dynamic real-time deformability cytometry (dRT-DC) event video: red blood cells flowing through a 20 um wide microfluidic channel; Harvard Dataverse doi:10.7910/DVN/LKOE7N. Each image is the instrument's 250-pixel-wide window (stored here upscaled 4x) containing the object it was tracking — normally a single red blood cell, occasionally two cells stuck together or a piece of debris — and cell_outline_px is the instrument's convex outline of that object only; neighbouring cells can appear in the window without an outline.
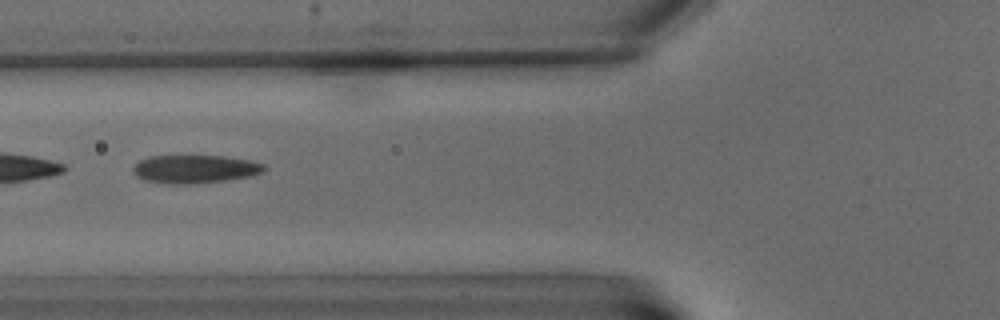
{"species": "common noctule bat (a hibernating species)", "species_latin": "Nyctalus noctula", "temperature_condition": "warm", "stored_images_in_passage": 4, "camera_frame_rate_fps": 3000, "um_per_image_px": 0.085, "animal": {"sex": "male", "body_mass_g": 15.6}, "frame": {"image": 1, "passage_image": 2, "time_ms": 2.0, "image_size_px": [1000, 320], "cell_outline_px": [[268, 168], [264, 172], [252, 176], [224, 180], [188, 184], [168, 184], [144, 180], [136, 176], [132, 168], [140, 160], [148, 156], [224, 156], [252, 160], [264, 164]], "centroid_in_image_um": [16.6, 14.36], "position_along_channel_um": 109.2, "area_um2": 21.68}}